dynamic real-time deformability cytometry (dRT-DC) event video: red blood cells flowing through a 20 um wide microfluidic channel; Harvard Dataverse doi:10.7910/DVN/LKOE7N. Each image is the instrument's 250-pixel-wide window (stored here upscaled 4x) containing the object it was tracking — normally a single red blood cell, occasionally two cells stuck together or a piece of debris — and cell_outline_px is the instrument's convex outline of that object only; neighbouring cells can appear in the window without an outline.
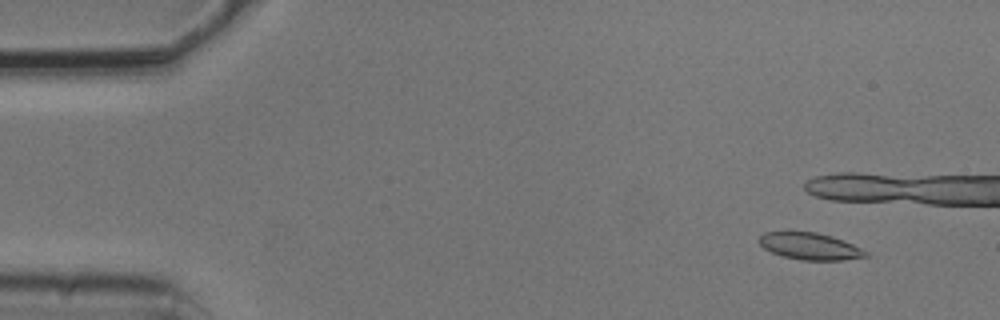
{"species": "common noctule bat (a hibernating species)", "species_latin": "Nyctalus noctula", "temperature_condition": "cold", "stored_images_in_passage": 3, "camera_frame_rate_fps": 3000, "um_per_image_px": 0.085, "animal": {"sex": "male", "body_mass_g": 20.5, "forearm_length_mm": 52.5}, "frame": {"image": 1, "passage_image": 1, "time_ms": 0.0, "image_size_px": [1000, 320], "cell_outline_px": [[868, 256], [844, 260], [804, 260], [780, 256], [764, 248], [760, 244], [760, 236], [764, 232], [816, 232], [832, 236], [852, 244], [868, 252]], "centroid_in_image_um": [68.85, 20.94], "position_along_channel_um": 16.2, "area_um2": 16.53}}